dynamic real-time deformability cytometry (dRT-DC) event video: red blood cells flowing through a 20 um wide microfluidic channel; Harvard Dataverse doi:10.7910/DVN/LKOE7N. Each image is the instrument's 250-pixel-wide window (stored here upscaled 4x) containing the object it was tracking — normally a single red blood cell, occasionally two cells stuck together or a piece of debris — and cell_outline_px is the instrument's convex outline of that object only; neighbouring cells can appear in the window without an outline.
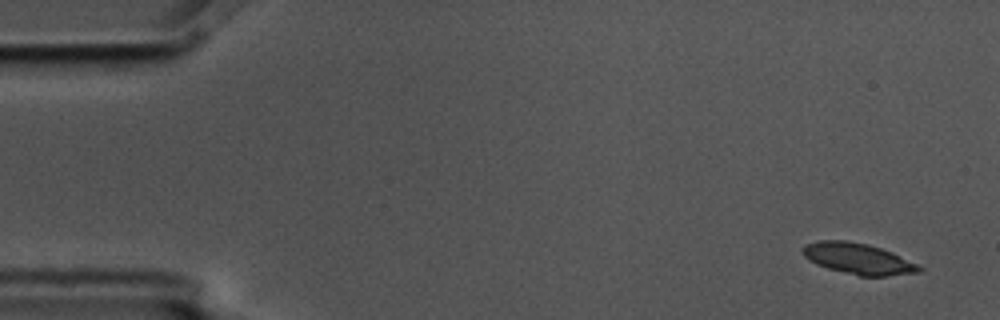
{"species": "common noctule bat (a hibernating species)", "species_latin": "Nyctalus noctula", "temperature_condition": "cold", "stored_images_in_passage": 4, "camera_frame_rate_fps": 3000, "um_per_image_px": 0.085, "animal": {"sex": "male", "body_mass_g": 17.5, "forearm_length_mm": 52.3}, "frame": {"image": 1, "passage_image": 1, "time_ms": 0.0, "image_size_px": [1000, 320], "cell_outline_px": [[924, 272], [884, 276], [860, 276], [828, 268], [816, 264], [808, 260], [800, 252], [804, 244], [820, 240], [848, 240], [868, 244], [892, 252], [924, 268]], "centroid_in_image_um": [72.92, 21.98], "position_along_channel_um": 12.1, "area_um2": 21.15}}
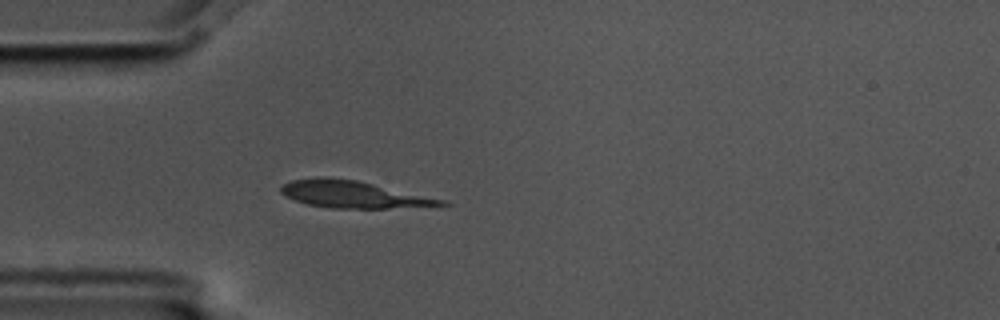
{"frame": {"image": 2, "passage_image": 4, "time_ms": 1.0, "image_size_px": [1000, 320], "cell_outline_px": [[452, 204], [388, 208], [332, 208], [308, 204], [296, 200], [280, 192], [280, 188], [284, 184], [292, 180], [324, 176], [356, 180], [448, 200]], "centroid_in_image_um": [30.06, 16.51], "position_along_channel_um": 54.9, "area_um2": 24.97}}